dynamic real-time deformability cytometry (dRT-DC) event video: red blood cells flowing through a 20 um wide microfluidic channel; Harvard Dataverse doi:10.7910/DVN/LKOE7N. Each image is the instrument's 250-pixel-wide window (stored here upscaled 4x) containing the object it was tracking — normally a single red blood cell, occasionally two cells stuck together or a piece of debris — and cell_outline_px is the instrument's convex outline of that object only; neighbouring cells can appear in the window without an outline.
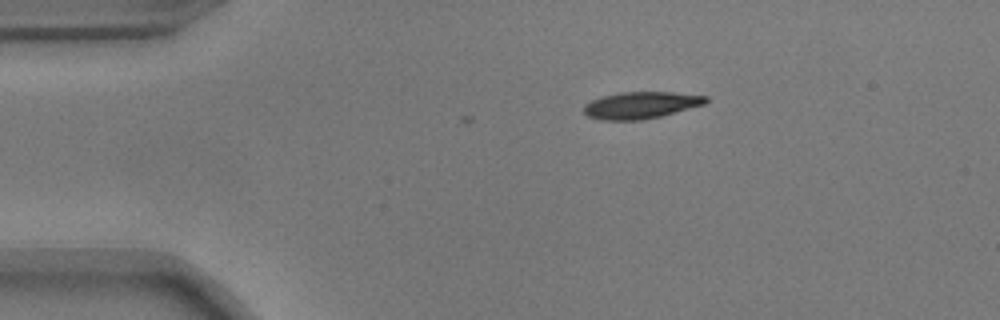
{"species": "common noctule bat (a hibernating species)", "species_latin": "Nyctalus noctula", "temperature_condition": "warm", "stored_images_in_passage": 7, "camera_frame_rate_fps": 3000, "um_per_image_px": 0.085, "animal": {"sex": "male", "body_mass_g": 17.9}, "frame": {"image": 1, "passage_image": 1, "time_ms": 0.0, "image_size_px": [1000, 320], "cell_outline_px": [[708, 100], [704, 104], [660, 116], [640, 120], [600, 120], [588, 116], [584, 112], [584, 104], [600, 96], [620, 92], [672, 92], [708, 96]], "centroid_in_image_um": [54.44, 8.93], "position_along_channel_um": 30.6, "area_um2": 19.02}}